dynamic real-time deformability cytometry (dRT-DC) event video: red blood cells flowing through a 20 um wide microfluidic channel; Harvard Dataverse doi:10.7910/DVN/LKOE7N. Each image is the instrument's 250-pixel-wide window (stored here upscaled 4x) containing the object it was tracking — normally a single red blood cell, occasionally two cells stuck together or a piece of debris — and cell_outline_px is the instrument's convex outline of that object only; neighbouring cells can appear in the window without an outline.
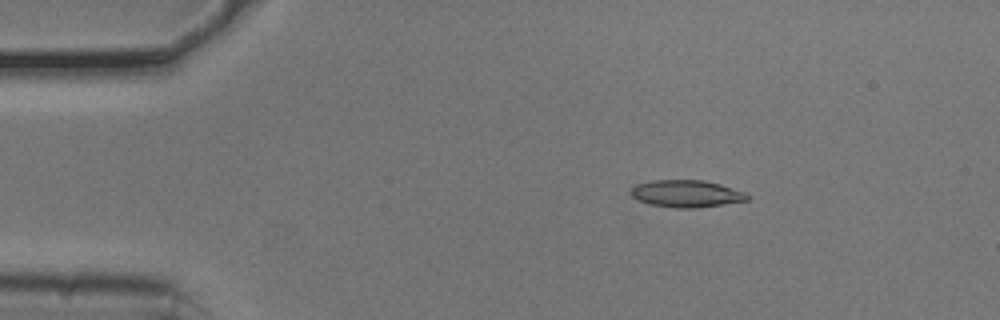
{"species": "common noctule bat (a hibernating species)", "species_latin": "Nyctalus noctula", "temperature_condition": "cold", "stored_images_in_passage": 17, "camera_frame_rate_fps": 3000, "um_per_image_px": 0.085, "animal": {"sex": "male", "body_mass_g": 20.5, "forearm_length_mm": 52.5}, "frame": {"image": 1, "passage_image": 9, "time_ms": 2.667, "image_size_px": [1000, 320], "cell_outline_px": [[752, 196], [748, 200], [724, 204], [696, 208], [676, 208], [652, 204], [636, 200], [632, 196], [632, 188], [636, 184], [652, 180], [704, 180], [720, 184], [744, 192]], "centroid_in_image_um": [58.36, 16.46], "position_along_channel_um": 26.6, "area_um2": 18.38}}